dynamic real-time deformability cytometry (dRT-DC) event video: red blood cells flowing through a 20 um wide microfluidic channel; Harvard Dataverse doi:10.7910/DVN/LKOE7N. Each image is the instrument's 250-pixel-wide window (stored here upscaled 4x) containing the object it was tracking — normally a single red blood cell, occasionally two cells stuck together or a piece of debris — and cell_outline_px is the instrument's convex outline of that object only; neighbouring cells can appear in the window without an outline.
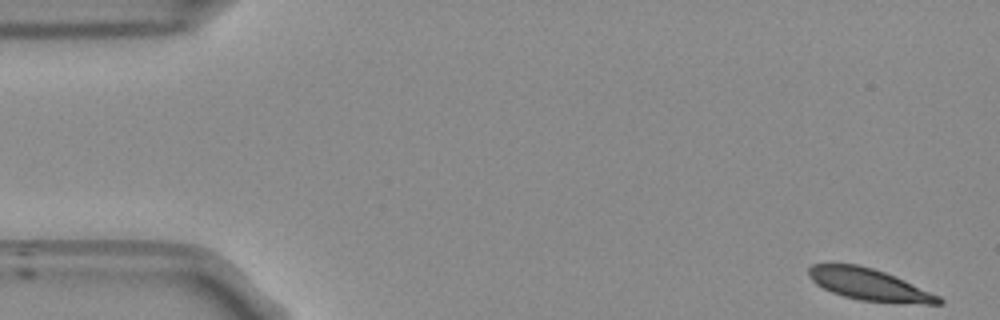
{"species": "Egyptian fruit bat (a non-hibernating species)", "species_latin": "Rousettus aegyptiacus", "temperature_condition": "room temperature", "stored_images_in_passage": 17, "camera_frame_rate_fps": 3000, "um_per_image_px": 0.085, "frame": {"image": 1, "passage_image": 1, "time_ms": 0.0, "image_size_px": [1000, 320], "cell_outline_px": [[944, 304], [924, 304], [860, 300], [844, 296], [832, 292], [816, 284], [808, 276], [808, 268], [812, 264], [856, 264], [872, 268], [884, 272], [904, 280], [940, 296], [944, 300]], "centroid_in_image_um": [73.89, 24.19], "position_along_channel_um": 11.1, "area_um2": 23.81}}
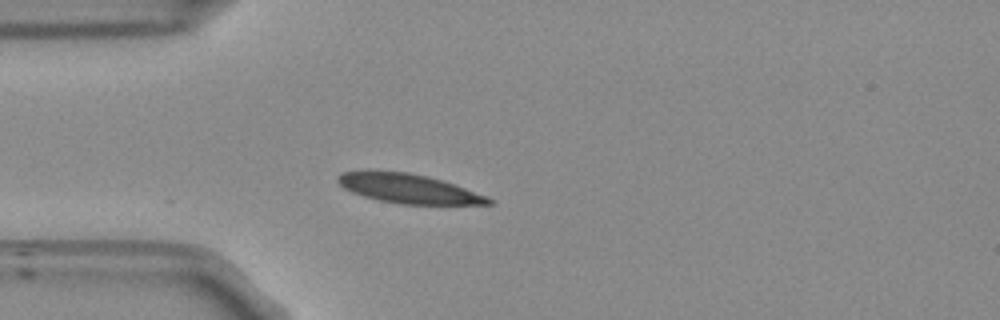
{"frame": {"image": 2, "passage_image": 13, "time_ms": 4.0, "image_size_px": [1000, 320], "cell_outline_px": [[492, 204], [400, 204], [380, 200], [364, 196], [352, 192], [344, 188], [336, 180], [336, 176], [344, 172], [408, 172], [440, 180], [488, 196], [492, 200]], "centroid_in_image_um": [34.72, 16.05], "position_along_channel_um": 50.3, "area_um2": 24.91}}